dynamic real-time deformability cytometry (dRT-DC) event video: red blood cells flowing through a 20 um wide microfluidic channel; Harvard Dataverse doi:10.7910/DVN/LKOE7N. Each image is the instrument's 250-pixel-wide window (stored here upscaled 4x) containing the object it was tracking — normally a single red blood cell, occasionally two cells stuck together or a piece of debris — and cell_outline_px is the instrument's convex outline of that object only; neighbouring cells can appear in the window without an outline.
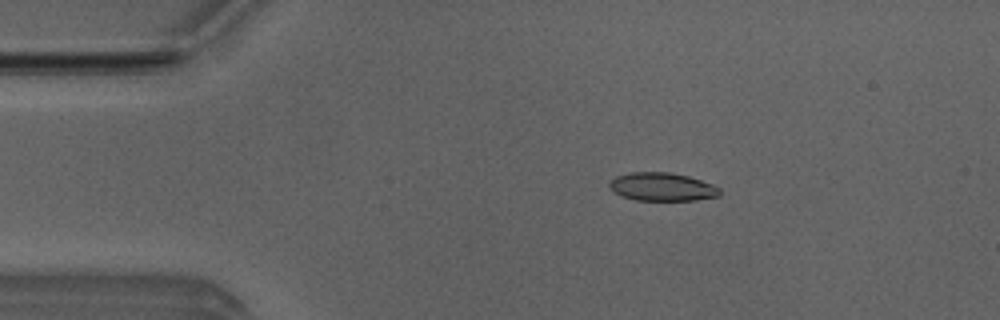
{"species": "Egyptian fruit bat (a non-hibernating species)", "species_latin": "Rousettus aegyptiacus", "temperature_condition": "room temperature", "stored_images_in_passage": 52, "camera_frame_rate_fps": 3000, "um_per_image_px": 0.085, "animal": {"sex": "male"}, "frame": {"image": 1, "passage_image": 9, "time_ms": 2.667, "image_size_px": [1000, 320], "cell_outline_px": [[720, 196], [696, 200], [636, 200], [620, 196], [608, 188], [608, 184], [616, 176], [632, 172], [668, 172], [688, 176], [712, 184], [720, 188]], "centroid_in_image_um": [56.26, 15.89], "position_along_channel_um": 28.7, "area_um2": 18.21}}
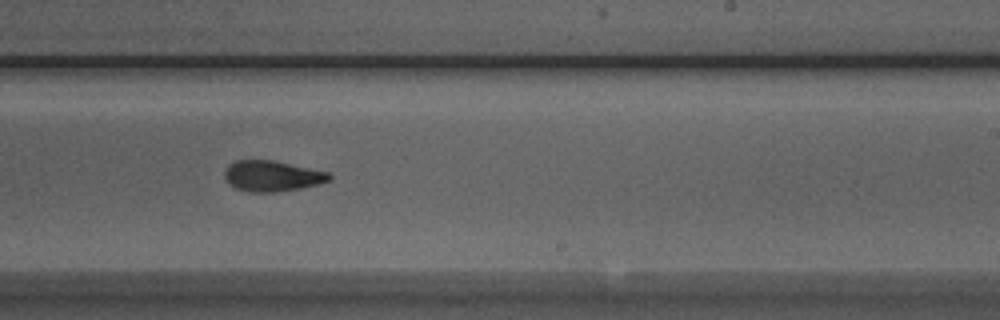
{"frame": {"image": 2, "passage_image": 31, "time_ms": 10.0, "image_size_px": [1000, 320], "cell_outline_px": [[332, 180], [320, 184], [300, 188], [276, 192], [252, 192], [236, 188], [224, 176], [224, 172], [228, 164], [236, 160], [272, 160], [328, 172], [332, 176]], "centroid_in_image_um": [23.16, 14.96], "position_along_channel_um": 265.8, "area_um2": 18.61}}
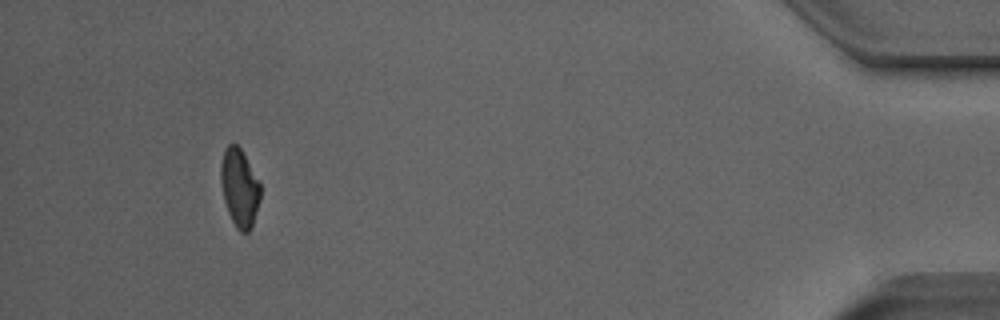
{"frame": {"image": 3, "passage_image": 48, "time_ms": 15.667, "image_size_px": [1000, 320], "cell_outline_px": [[260, 200], [252, 228], [248, 232], [240, 232], [236, 228], [228, 212], [224, 200], [220, 180], [220, 164], [224, 148], [228, 144], [236, 144], [240, 148], [260, 184]], "centroid_in_image_um": [20.34, 15.98], "position_along_channel_um": 414.9, "area_um2": 17.98}, "authors_computed_cell_mechanics": {"area_um2": 18.5827, "velocity_mm_per_s": 3.9289, "shape_relaxation_time_tau1_ms": 5.6869, "shape_relaxation_time_tau2_ms": 3.6351, "deformation_change_tau1": 0.1521, "deformation_change_tau2": 0.1035}}